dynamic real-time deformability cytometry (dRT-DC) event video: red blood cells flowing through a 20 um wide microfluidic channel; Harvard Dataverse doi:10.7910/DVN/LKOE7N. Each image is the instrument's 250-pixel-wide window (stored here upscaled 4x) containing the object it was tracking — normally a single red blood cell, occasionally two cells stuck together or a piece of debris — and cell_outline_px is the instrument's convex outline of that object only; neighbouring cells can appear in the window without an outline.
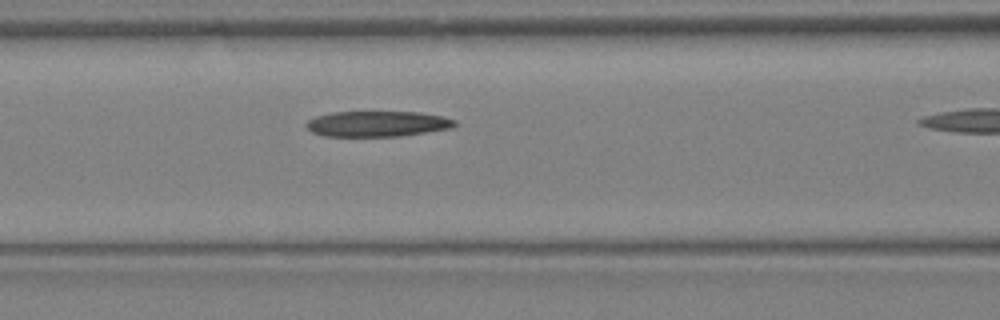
{"species": "Egyptian fruit bat (a non-hibernating species)", "species_latin": "Rousettus aegyptiacus", "temperature_condition": "warm", "stored_images_in_passage": 6, "camera_frame_rate_fps": 3000, "um_per_image_px": 0.085, "animal": {"sex": "female"}, "frame": {"image": 1, "passage_image": 5, "time_ms": 1.333, "image_size_px": [1000, 320], "cell_outline_px": [[456, 124], [452, 128], [400, 136], [324, 136], [312, 132], [304, 124], [308, 120], [316, 116], [332, 112], [416, 112], [444, 116], [456, 120]], "centroid_in_image_um": [32.07, 10.52], "position_along_channel_um": 134.5, "area_um2": 22.14}}